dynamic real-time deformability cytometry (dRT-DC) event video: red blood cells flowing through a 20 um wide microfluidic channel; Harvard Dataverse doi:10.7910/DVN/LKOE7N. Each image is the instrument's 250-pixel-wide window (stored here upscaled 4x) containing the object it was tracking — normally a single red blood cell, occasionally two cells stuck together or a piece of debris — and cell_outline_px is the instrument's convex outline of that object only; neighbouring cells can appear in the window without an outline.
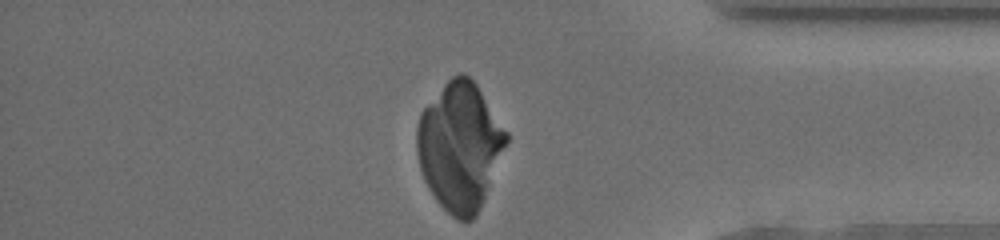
{"species": "human", "species_latin": "Homo sapiens", "temperature_condition": "cold", "stored_images_in_passage": 47, "segment_of_instrument_passage": [2, 2], "camera_frame_rate_fps": 3000, "um_per_image_px": 0.085, "donor": {"sex": "male"}, "frame": {"image": 1, "passage_image": 47, "time_ms": 15.333, "image_size_px": [1000, 240], "cell_outline_px": [[508, 140], [480, 208], [476, 216], [472, 220], [456, 220], [436, 200], [428, 188], [424, 180], [420, 168], [416, 152], [416, 128], [420, 112], [444, 84], [452, 76], [460, 72], [464, 72], [476, 84], [508, 132]], "centroid_in_image_um": [39.06, 12.43], "position_along_channel_um": 396.1, "area_um2": 66.41}}